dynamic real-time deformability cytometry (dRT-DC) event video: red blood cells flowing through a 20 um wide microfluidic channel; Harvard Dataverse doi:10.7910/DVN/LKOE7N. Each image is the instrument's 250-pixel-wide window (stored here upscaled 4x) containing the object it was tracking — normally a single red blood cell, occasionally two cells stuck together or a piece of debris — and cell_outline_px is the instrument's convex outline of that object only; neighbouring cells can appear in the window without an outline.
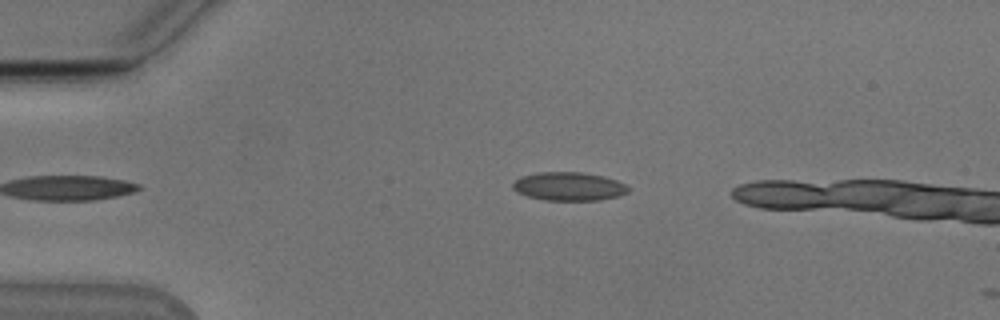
{"species": "Egyptian fruit bat (a non-hibernating species)", "species_latin": "Rousettus aegyptiacus", "temperature_condition": "cold", "stored_images_in_passage": 4, "camera_frame_rate_fps": 3000, "um_per_image_px": 0.085, "animal": {"sex": "male"}, "frame": {"image": 1, "passage_image": 3, "time_ms": 0.667, "image_size_px": [1000, 320], "cell_outline_px": [[628, 192], [616, 196], [600, 200], [544, 200], [528, 196], [516, 192], [512, 188], [512, 184], [520, 176], [536, 172], [584, 172], [604, 176], [616, 180], [624, 184], [628, 188]], "centroid_in_image_um": [48.31, 15.83], "position_along_channel_um": 36.7, "area_um2": 19.19}}